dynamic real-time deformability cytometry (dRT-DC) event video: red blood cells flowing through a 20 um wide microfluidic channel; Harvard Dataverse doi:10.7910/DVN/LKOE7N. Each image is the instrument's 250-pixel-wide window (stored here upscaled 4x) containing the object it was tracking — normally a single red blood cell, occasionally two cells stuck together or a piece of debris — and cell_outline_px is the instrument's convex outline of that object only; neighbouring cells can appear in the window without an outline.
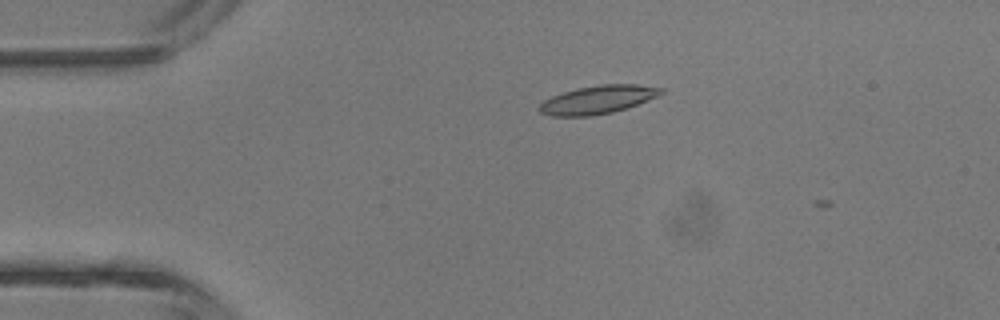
{"species": "common noctule bat (a hibernating species)", "species_latin": "Nyctalus noctula", "temperature_condition": "room temperature", "stored_images_in_passage": 2, "camera_frame_rate_fps": 3000, "um_per_image_px": 0.085, "animal": {"sex": "male", "body_mass_g": 13.3}, "frame": {"image": 1, "passage_image": 1, "time_ms": 0.0, "image_size_px": [1000, 320], "cell_outline_px": [[664, 92], [656, 96], [636, 104], [612, 112], [592, 116], [552, 116], [540, 112], [536, 108], [544, 100], [552, 96], [576, 88], [600, 84], [636, 84], [664, 88]], "centroid_in_image_um": [50.77, 8.46], "position_along_channel_um": 34.2, "area_um2": 19.88}}